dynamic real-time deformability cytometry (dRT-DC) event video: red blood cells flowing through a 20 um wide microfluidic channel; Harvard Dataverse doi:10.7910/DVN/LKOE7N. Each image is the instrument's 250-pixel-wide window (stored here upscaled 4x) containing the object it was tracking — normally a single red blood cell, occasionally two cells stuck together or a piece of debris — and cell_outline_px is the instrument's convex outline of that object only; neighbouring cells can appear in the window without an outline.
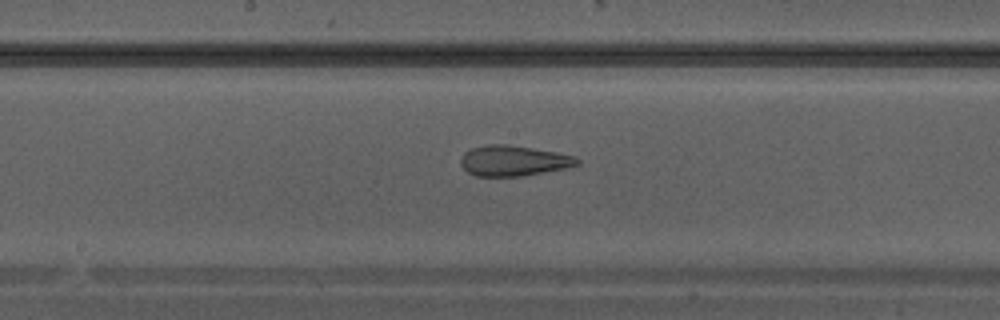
{"species": "Egyptian fruit bat (a non-hibernating species)", "species_latin": "Rousettus aegyptiacus", "temperature_condition": "warm", "stored_images_in_passage": 23, "camera_frame_rate_fps": 3000, "um_per_image_px": 0.085, "animal": {"sex": "male"}, "frame": {"image": 1, "passage_image": 10, "time_ms": 3.0, "image_size_px": [1000, 320], "cell_outline_px": [[580, 164], [564, 168], [520, 176], [476, 176], [468, 172], [460, 164], [460, 160], [464, 152], [472, 148], [488, 144], [508, 144], [556, 152], [576, 156], [580, 160]], "centroid_in_image_um": [43.64, 13.65], "position_along_channel_um": 204.6, "area_um2": 20.58}}
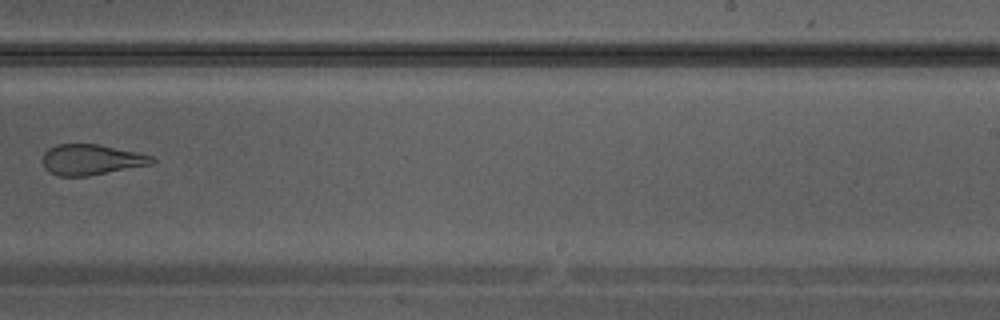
{"frame": {"image": 2, "passage_image": 14, "time_ms": 4.333, "image_size_px": [1000, 320], "cell_outline_px": [[156, 160], [152, 164], [88, 176], [60, 176], [48, 172], [44, 168], [44, 152], [48, 148], [56, 144], [100, 144], [136, 152], [152, 156]], "centroid_in_image_um": [7.75, 13.57], "position_along_channel_um": 281.3, "area_um2": 19.48}}